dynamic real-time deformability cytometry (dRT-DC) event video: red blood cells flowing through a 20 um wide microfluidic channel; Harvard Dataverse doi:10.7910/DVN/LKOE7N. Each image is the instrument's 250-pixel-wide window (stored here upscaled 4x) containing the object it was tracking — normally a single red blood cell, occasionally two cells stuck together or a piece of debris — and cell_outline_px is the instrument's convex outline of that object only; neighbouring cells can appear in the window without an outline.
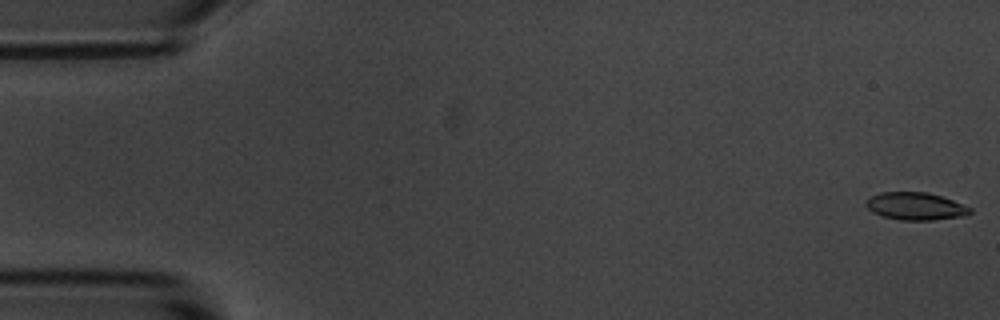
{"species": "common noctule bat (a hibernating species)", "species_latin": "Nyctalus noctula", "temperature_condition": "room temperature", "stored_images_in_passage": 55, "camera_frame_rate_fps": 3000, "um_per_image_px": 0.085, "animal": {"sex": "male", "body_mass_g": 20.1, "forearm_length_mm": 53.5}, "frame": {"image": 1, "passage_image": 1, "time_ms": 0.0, "image_size_px": [1000, 320], "cell_outline_px": [[972, 212], [964, 216], [932, 220], [900, 220], [880, 216], [872, 212], [864, 204], [872, 196], [880, 192], [928, 192], [952, 200], [972, 208]], "centroid_in_image_um": [77.81, 17.53], "position_along_channel_um": 7.2, "area_um2": 16.7}}
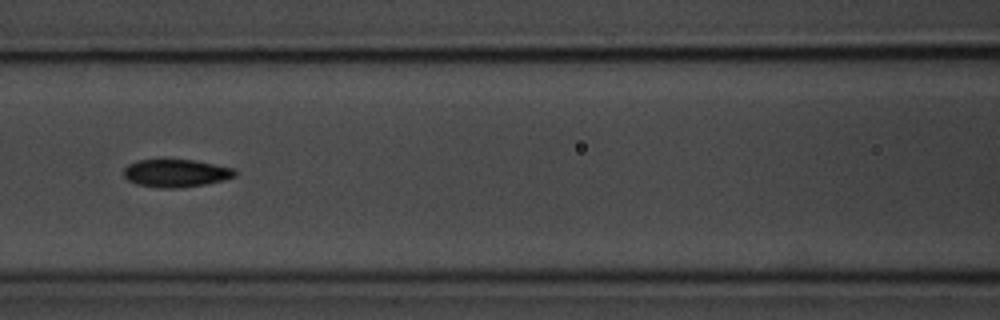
{"frame": {"image": 2, "passage_image": 24, "time_ms": 7.667, "image_size_px": [1000, 320], "cell_outline_px": [[236, 176], [224, 180], [204, 184], [180, 188], [160, 188], [136, 184], [128, 180], [124, 176], [124, 168], [128, 164], [136, 160], [192, 160], [232, 168], [236, 172]], "centroid_in_image_um": [14.92, 14.73], "position_along_channel_um": 151.7, "area_um2": 17.86}}
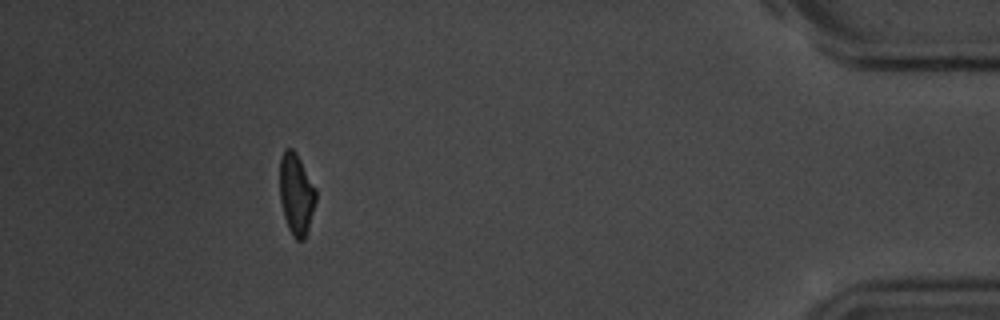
{"frame": {"image": 3, "passage_image": 50, "time_ms": 16.333, "image_size_px": [1000, 320], "cell_outline_px": [[316, 200], [308, 228], [304, 240], [296, 240], [292, 236], [288, 228], [284, 216], [280, 200], [280, 156], [284, 148], [292, 148], [296, 152], [316, 188]], "centroid_in_image_um": [25.17, 16.48], "position_along_channel_um": 410.0, "area_um2": 17.17}, "authors_computed_cell_mechanics": {"area_um2": 17.5134, "velocity_mm_per_s": 3.6542, "shape_relaxation_time_tau1_ms": 3.4595, "shape_relaxation_time_tau2_ms": 4.5508, "deformation_change_tau1": 0.14, "deformation_change_tau2": 0.1004}}